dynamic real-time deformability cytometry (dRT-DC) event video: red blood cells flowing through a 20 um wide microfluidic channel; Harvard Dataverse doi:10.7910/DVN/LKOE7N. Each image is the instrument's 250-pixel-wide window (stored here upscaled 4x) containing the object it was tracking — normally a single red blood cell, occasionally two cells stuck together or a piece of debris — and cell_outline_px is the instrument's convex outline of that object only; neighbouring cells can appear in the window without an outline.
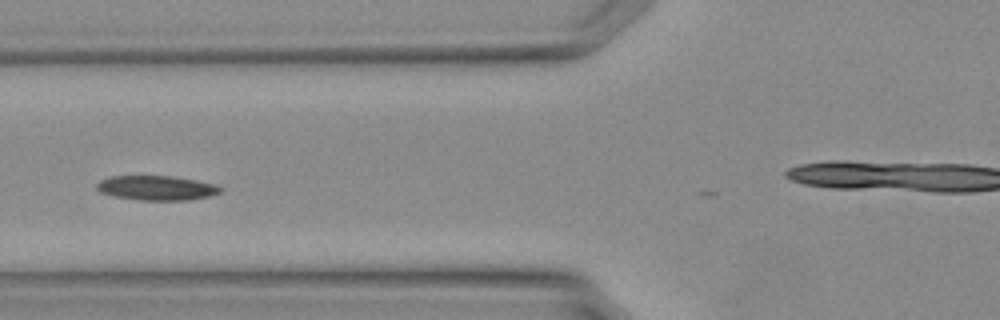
{"species": "Egyptian fruit bat (a non-hibernating species)", "species_latin": "Rousettus aegyptiacus", "temperature_condition": "warm", "stored_images_in_passage": 19, "camera_frame_rate_fps": 3000, "um_per_image_px": 0.085, "animal": {"sex": "female"}, "frame": {"image": 1, "passage_image": 3, "time_ms": 0.667, "image_size_px": [1000, 320], "cell_outline_px": [[224, 188], [220, 192], [208, 196], [188, 200], [140, 200], [112, 196], [100, 192], [96, 188], [96, 184], [100, 180], [112, 176], [172, 176], [196, 180], [216, 184]], "centroid_in_image_um": [13.31, 15.97], "position_along_channel_um": 112.5, "area_um2": 17.74}}